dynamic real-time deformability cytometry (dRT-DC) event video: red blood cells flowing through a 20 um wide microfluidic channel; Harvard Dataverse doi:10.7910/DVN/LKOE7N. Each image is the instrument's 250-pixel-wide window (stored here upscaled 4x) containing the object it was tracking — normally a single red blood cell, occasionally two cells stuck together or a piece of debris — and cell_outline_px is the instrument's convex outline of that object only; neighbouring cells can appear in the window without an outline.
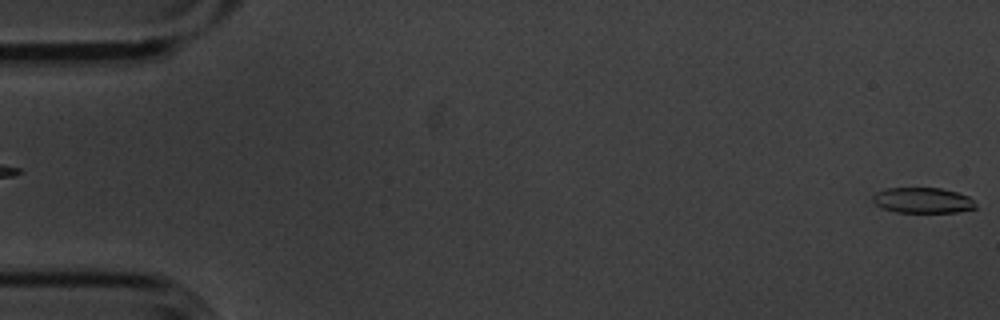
{"species": "common noctule bat (a hibernating species)", "species_latin": "Nyctalus noctula", "temperature_condition": "cold", "stored_images_in_passage": 6, "camera_frame_rate_fps": 3000, "um_per_image_px": 0.085, "animal": {"sex": "male", "body_mass_g": 20.1, "forearm_length_mm": 53.5}, "frame": {"image": 1, "passage_image": 6, "time_ms": 1.667, "image_size_px": [1000, 320], "cell_outline_px": [[976, 208], [956, 212], [896, 212], [884, 208], [876, 204], [872, 200], [872, 196], [876, 192], [888, 188], [940, 188], [956, 192], [968, 196], [976, 204]], "centroid_in_image_um": [78.42, 17.03], "position_along_channel_um": 6.6, "area_um2": 15.14}}